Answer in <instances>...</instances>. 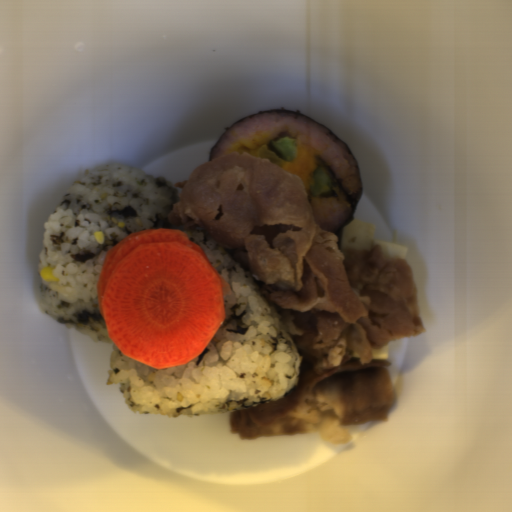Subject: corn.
Listing matches in <instances>:
<instances>
[{
    "label": "corn",
    "mask_w": 512,
    "mask_h": 512,
    "mask_svg": "<svg viewBox=\"0 0 512 512\" xmlns=\"http://www.w3.org/2000/svg\"><path fill=\"white\" fill-rule=\"evenodd\" d=\"M54 266L45 265L41 268L40 277L45 282H54L58 281L59 278L53 274Z\"/></svg>",
    "instance_id": "51d56268"
},
{
    "label": "corn",
    "mask_w": 512,
    "mask_h": 512,
    "mask_svg": "<svg viewBox=\"0 0 512 512\" xmlns=\"http://www.w3.org/2000/svg\"><path fill=\"white\" fill-rule=\"evenodd\" d=\"M94 237H95L96 242H98L99 244H104L105 240H104L103 231H99V230L95 231Z\"/></svg>",
    "instance_id": "f1292c28"
}]
</instances>
